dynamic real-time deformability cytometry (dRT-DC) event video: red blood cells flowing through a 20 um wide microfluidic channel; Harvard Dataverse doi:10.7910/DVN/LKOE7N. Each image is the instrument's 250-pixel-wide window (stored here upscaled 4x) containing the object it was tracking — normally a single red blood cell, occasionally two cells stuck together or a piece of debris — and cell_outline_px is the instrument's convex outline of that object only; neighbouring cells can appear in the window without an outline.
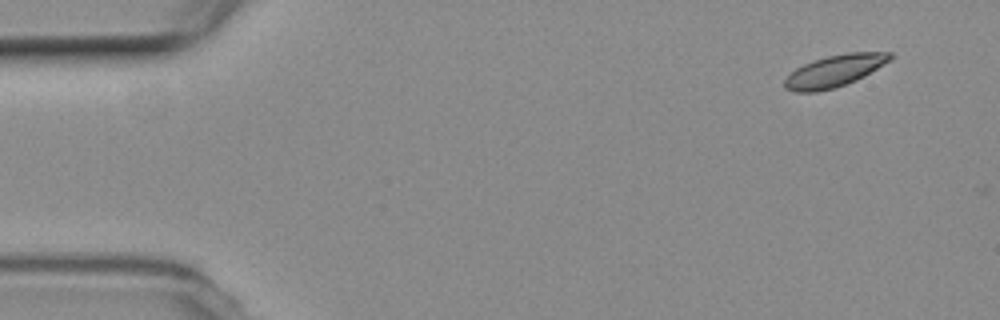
{"species": "common noctule bat (a hibernating species)", "species_latin": "Nyctalus noctula", "temperature_condition": "room temperature", "stored_images_in_passage": 5, "camera_frame_rate_fps": 3000, "um_per_image_px": 0.085, "animal": {"sex": "female", "body_mass_g": 19.3, "forearm_length_mm": 54.1}, "frame": {"image": 1, "passage_image": 1, "time_ms": 0.0, "image_size_px": [1000, 320], "cell_outline_px": [[892, 60], [864, 76], [856, 80], [832, 88], [816, 92], [792, 92], [784, 88], [784, 80], [796, 68], [812, 60], [828, 56], [848, 52], [892, 52]], "centroid_in_image_um": [70.94, 6.02], "position_along_channel_um": 14.1, "area_um2": 19.54}}